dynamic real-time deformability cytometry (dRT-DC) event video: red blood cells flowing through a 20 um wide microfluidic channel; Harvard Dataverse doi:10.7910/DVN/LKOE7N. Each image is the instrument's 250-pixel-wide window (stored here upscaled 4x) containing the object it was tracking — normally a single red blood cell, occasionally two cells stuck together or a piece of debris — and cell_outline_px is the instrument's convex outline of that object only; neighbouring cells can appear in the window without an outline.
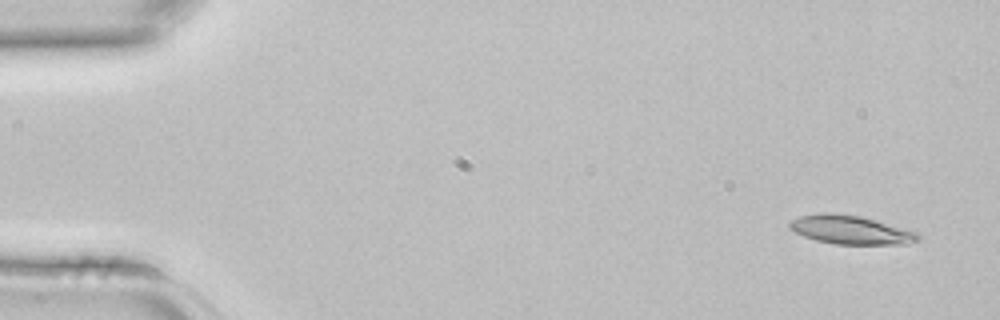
{"species": "common noctule bat (a hibernating species)", "species_latin": "Nyctalus noctula", "temperature_condition": "room temperature", "stored_images_in_passage": 3, "camera_frame_rate_fps": 3000, "um_per_image_px": 0.085, "animal": {"sex": "female", "body_mass_g": 22.7, "forearm_length_mm": 54.2}, "frame": {"image": 1, "passage_image": 1, "time_ms": 0.0, "image_size_px": [1000, 320], "cell_outline_px": [[920, 240], [908, 244], [836, 244], [816, 240], [804, 236], [788, 228], [788, 224], [792, 220], [800, 216], [820, 212], [832, 212], [860, 216], [920, 232]], "centroid_in_image_um": [72.33, 19.53], "position_along_channel_um": 12.7, "area_um2": 21.62}}
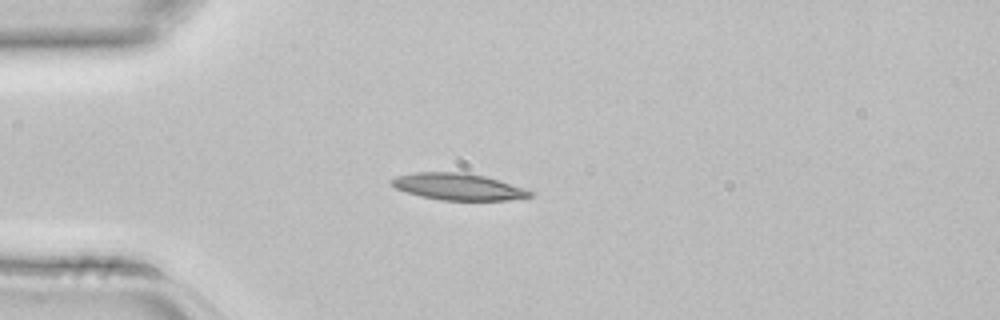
{"frame": {"image": 2, "passage_image": 3, "time_ms": 0.667, "image_size_px": [1000, 320], "cell_outline_px": [[532, 196], [508, 200], [440, 200], [420, 196], [396, 188], [388, 180], [396, 176], [416, 172], [464, 172], [484, 176], [524, 188], [532, 192]], "centroid_in_image_um": [38.91, 15.86], "position_along_channel_um": 46.1, "area_um2": 21.33}}